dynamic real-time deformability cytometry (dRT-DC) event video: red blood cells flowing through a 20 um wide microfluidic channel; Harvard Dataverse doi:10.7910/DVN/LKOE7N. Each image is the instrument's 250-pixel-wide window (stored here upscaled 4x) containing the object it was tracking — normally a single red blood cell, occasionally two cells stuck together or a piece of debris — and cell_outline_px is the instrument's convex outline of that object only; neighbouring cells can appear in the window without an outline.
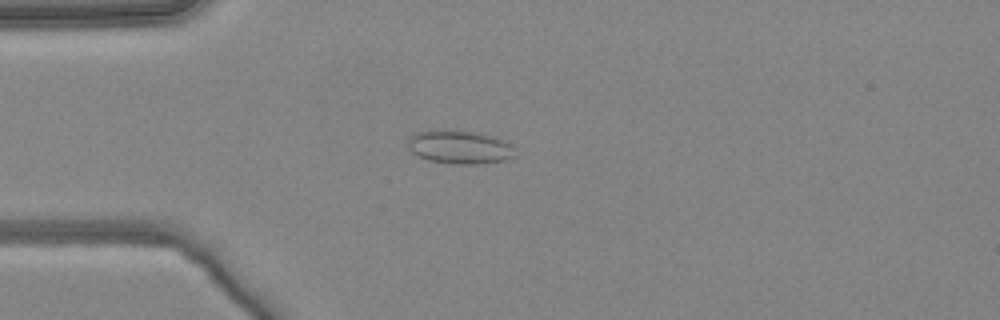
{"species": "common noctule bat (a hibernating species)", "species_latin": "Nyctalus noctula", "temperature_condition": "warm", "stored_images_in_passage": 3, "camera_frame_rate_fps": 3000, "um_per_image_px": 0.085, "animal": {"sex": "female", "body_mass_g": 24.6, "forearm_length_mm": 56.2}, "frame": {"image": 1, "passage_image": 3, "time_ms": 0.667, "image_size_px": [1000, 320], "cell_outline_px": [[516, 156], [504, 160], [480, 164], [452, 164], [428, 160], [412, 152], [408, 144], [408, 136], [416, 132], [428, 128], [444, 128], [476, 132], [492, 136], [508, 144], [512, 148]], "centroid_in_image_um": [38.98, 12.47], "position_along_channel_um": 46.0, "area_um2": 21.21}}